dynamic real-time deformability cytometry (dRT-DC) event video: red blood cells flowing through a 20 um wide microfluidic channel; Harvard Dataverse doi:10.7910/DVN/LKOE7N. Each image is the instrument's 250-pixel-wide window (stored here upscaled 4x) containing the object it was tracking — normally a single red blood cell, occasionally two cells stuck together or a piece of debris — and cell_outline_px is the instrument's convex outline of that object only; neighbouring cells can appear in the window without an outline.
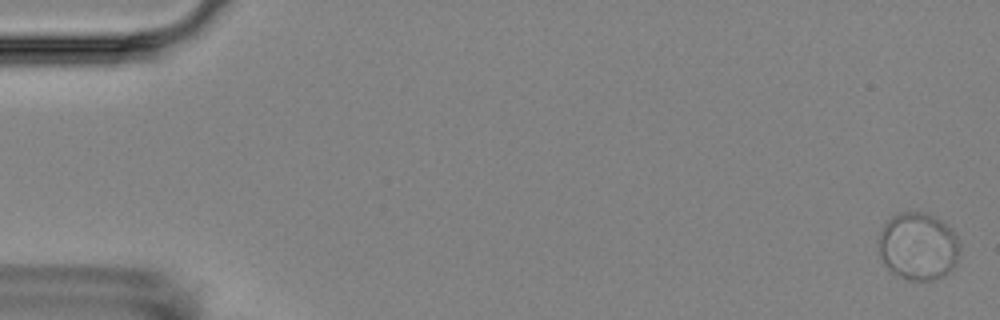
{"species": "Egyptian fruit bat (a non-hibernating species)", "species_latin": "Rousettus aegyptiacus", "temperature_condition": "room temperature", "stored_images_in_passage": 6, "camera_frame_rate_fps": 3000, "um_per_image_px": 0.085, "animal": {"sex": "female"}, "frame": {"image": 1, "passage_image": 1, "time_ms": 0.0, "image_size_px": [1000, 320], "cell_outline_px": [[960, 252], [952, 272], [944, 276], [932, 280], [908, 280], [892, 272], [888, 268], [880, 256], [880, 232], [884, 224], [892, 216], [900, 212], [920, 212], [932, 216], [940, 220], [956, 236], [960, 244]], "centroid_in_image_um": [78.06, 20.96], "position_along_channel_um": 6.9, "area_um2": 31.73}}
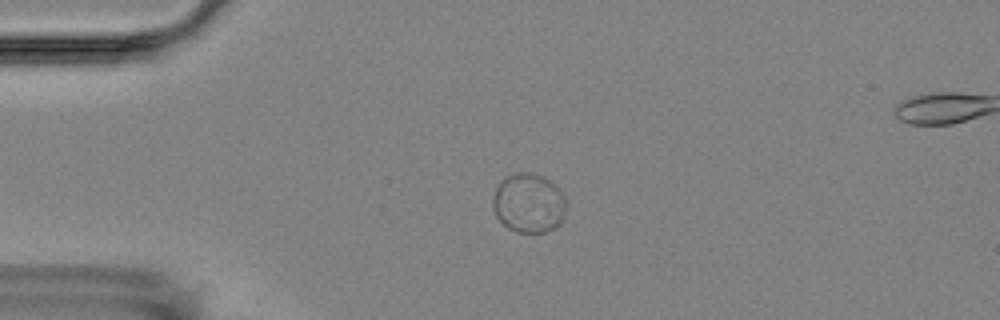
{"frame": {"image": 2, "passage_image": 4, "time_ms": 4.333, "image_size_px": [1000, 320], "cell_outline_px": [[564, 216], [560, 224], [544, 232], [516, 232], [508, 228], [496, 216], [492, 208], [492, 196], [500, 180], [504, 176], [516, 172], [532, 172], [544, 176], [564, 196]], "centroid_in_image_um": [44.88, 17.24], "position_along_channel_um": 40.1, "area_um2": 25.37}}